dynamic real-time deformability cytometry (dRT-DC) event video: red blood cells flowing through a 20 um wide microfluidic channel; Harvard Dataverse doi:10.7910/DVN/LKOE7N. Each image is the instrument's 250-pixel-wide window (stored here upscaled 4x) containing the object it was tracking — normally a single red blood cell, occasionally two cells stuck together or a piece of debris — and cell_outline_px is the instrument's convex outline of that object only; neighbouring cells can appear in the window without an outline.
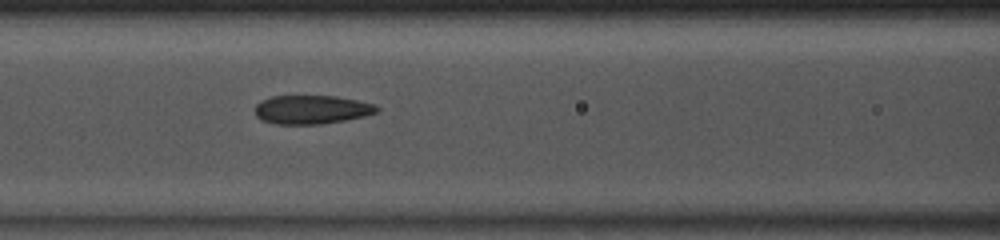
{"species": "common noctule bat (a hibernating species)", "species_latin": "Nyctalus noctula", "temperature_condition": "room temperature", "stored_images_in_passage": 34, "camera_frame_rate_fps": 3000, "um_per_image_px": 0.085, "animal": {"sex": "male", "body_mass_g": 13.0, "forearm_length_mm": 53.1}, "frame": {"image": 1, "passage_image": 10, "time_ms": 3.0, "image_size_px": [1000, 240], "cell_outline_px": [[380, 112], [364, 116], [344, 120], [320, 124], [276, 124], [260, 120], [256, 116], [256, 104], [260, 100], [272, 96], [336, 96], [376, 104], [380, 108]], "centroid_in_image_um": [26.5, 9.31], "position_along_channel_um": 140.1, "area_um2": 20.52}}
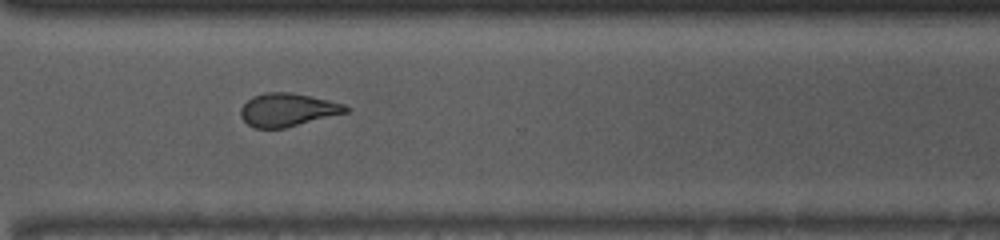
{"frame": {"image": 2, "passage_image": 25, "time_ms": 8.0, "image_size_px": [1000, 240], "cell_outline_px": [[352, 108], [348, 112], [284, 128], [256, 128], [248, 124], [240, 116], [240, 108], [252, 96], [264, 92], [292, 92], [328, 100], [344, 104]], "centroid_in_image_um": [24.45, 9.32], "position_along_channel_um": 346.2, "area_um2": 20.29}}